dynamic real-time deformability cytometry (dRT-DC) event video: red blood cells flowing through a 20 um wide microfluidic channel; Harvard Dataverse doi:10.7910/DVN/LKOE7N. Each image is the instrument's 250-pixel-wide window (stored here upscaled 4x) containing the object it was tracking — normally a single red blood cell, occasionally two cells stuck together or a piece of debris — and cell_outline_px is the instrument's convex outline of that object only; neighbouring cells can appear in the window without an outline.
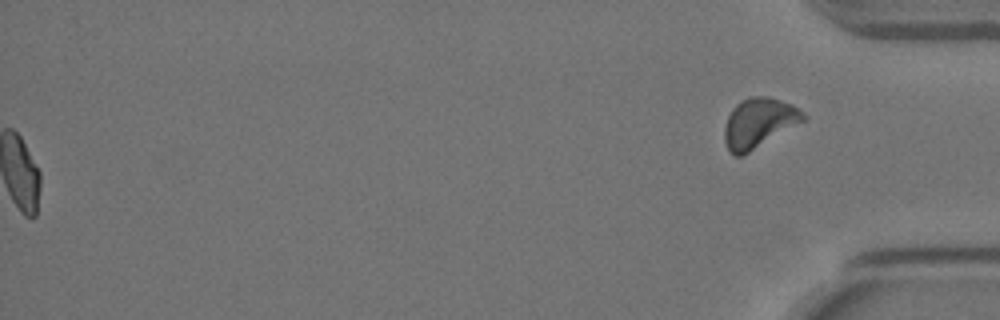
{"species": "Egyptian fruit bat (a non-hibernating species)", "species_latin": "Rousettus aegyptiacus", "temperature_condition": "warm", "stored_images_in_passage": 58, "segment_of_instrument_passage": [2, 2], "camera_frame_rate_fps": 3000, "um_per_image_px": 0.085, "animal": {"sex": "female"}, "frame": {"image": 1, "passage_image": 58, "time_ms": 19.0, "image_size_px": [1000, 320], "cell_outline_px": [[804, 120], [748, 152], [740, 156], [736, 156], [728, 148], [724, 140], [724, 128], [728, 116], [732, 108], [740, 100], [748, 96], [768, 96], [792, 104], [804, 112]], "centroid_in_image_um": [64.47, 10.4], "position_along_channel_um": 370.7, "area_um2": 22.37}}